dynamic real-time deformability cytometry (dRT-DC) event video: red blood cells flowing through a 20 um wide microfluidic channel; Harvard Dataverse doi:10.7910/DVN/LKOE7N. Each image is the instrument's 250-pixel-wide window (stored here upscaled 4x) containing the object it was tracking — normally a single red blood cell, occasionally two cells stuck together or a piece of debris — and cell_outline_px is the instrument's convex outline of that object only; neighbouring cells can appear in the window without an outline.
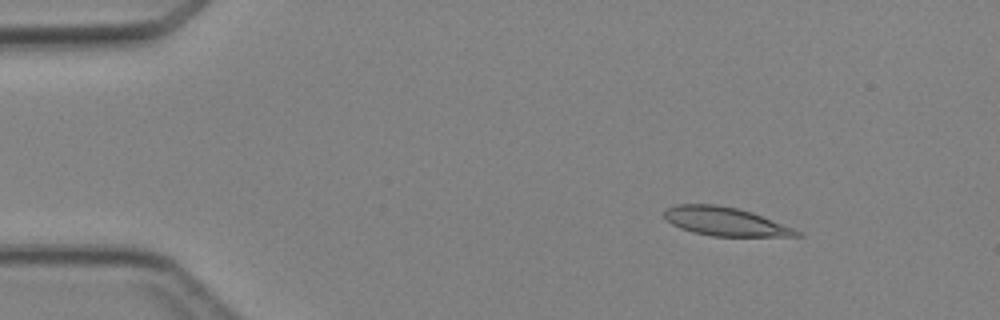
{"species": "Egyptian fruit bat (a non-hibernating species)", "species_latin": "Rousettus aegyptiacus", "temperature_condition": "cold", "stored_images_in_passage": 5, "camera_frame_rate_fps": 3000, "um_per_image_px": 0.085, "animal": {"sex": "female"}, "frame": {"image": 1, "passage_image": 2, "time_ms": 1.0, "image_size_px": [1000, 320], "cell_outline_px": [[804, 236], [712, 236], [692, 232], [680, 228], [672, 224], [664, 216], [664, 212], [668, 208], [676, 204], [716, 204], [736, 208], [752, 212], [792, 228], [800, 232]], "centroid_in_image_um": [61.61, 18.82], "position_along_channel_um": 23.4, "area_um2": 21.79}}